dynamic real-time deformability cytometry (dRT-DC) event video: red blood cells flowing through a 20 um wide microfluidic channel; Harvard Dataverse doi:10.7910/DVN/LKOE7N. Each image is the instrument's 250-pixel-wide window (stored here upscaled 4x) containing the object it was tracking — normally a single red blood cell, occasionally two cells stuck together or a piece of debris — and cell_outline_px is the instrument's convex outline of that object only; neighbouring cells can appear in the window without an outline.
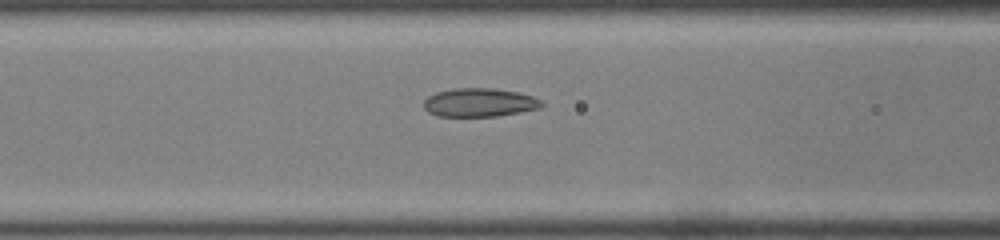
{"species": "common noctule bat (a hibernating species)", "species_latin": "Nyctalus noctula", "temperature_condition": "room temperature", "stored_images_in_passage": 30, "camera_frame_rate_fps": 3000, "um_per_image_px": 0.085, "animal": {"sex": "male", "body_mass_g": 19.0, "forearm_length_mm": 50.8}, "frame": {"image": 1, "passage_image": 7, "time_ms": 2.0, "image_size_px": [1000, 240], "cell_outline_px": [[544, 104], [540, 108], [520, 112], [496, 116], [436, 116], [428, 112], [424, 108], [424, 100], [428, 96], [436, 92], [456, 88], [496, 88], [520, 92], [532, 96], [540, 100]], "centroid_in_image_um": [40.75, 8.71], "position_along_channel_um": 125.8, "area_um2": 19.71}}
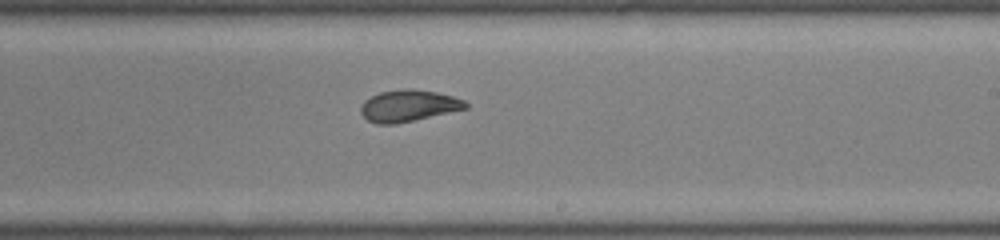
{"frame": {"image": 2, "passage_image": 16, "time_ms": 5.0, "image_size_px": [1000, 240], "cell_outline_px": [[468, 108], [412, 120], [392, 124], [376, 124], [368, 120], [360, 112], [360, 108], [364, 100], [380, 92], [400, 88], [412, 88], [436, 92], [452, 96], [464, 100], [468, 104]], "centroid_in_image_um": [34.7, 8.97], "position_along_channel_um": 254.3, "area_um2": 19.19}}
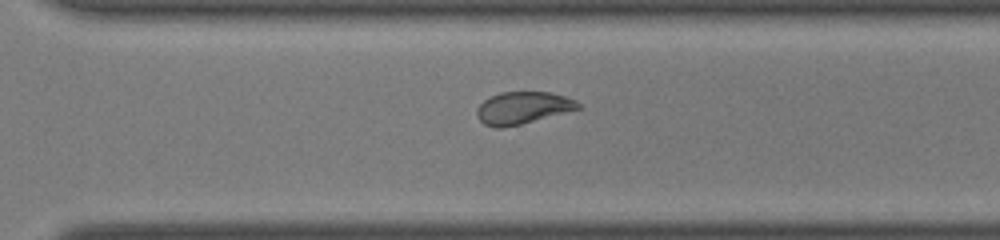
{"frame": {"image": 3, "passage_image": 21, "time_ms": 6.667, "image_size_px": [1000, 240], "cell_outline_px": [[580, 108], [520, 124], [500, 128], [496, 128], [484, 124], [476, 116], [476, 108], [484, 100], [500, 92], [548, 92], [564, 96], [576, 100], [580, 104]], "centroid_in_image_um": [44.39, 9.16], "position_along_channel_um": 326.2, "area_um2": 18.73}, "authors_computed_cell_mechanics": {"area_um2": 19.5653, "velocity_mm_per_s": 4.2995, "shape_relaxation_time_tau1_ms": 5.8516, "shape_relaxation_time_tau2_ms": 1.2075, "deformation_change_tau1": 0.1313, "deformation_change_tau2": 0.0611}}